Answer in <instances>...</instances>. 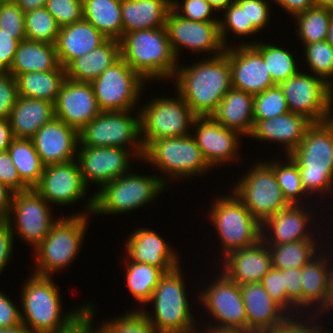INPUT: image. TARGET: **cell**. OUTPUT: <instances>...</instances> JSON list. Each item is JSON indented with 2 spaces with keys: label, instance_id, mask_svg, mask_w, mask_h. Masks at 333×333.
<instances>
[{
  "label": "cell",
  "instance_id": "1",
  "mask_svg": "<svg viewBox=\"0 0 333 333\" xmlns=\"http://www.w3.org/2000/svg\"><path fill=\"white\" fill-rule=\"evenodd\" d=\"M191 67H179L174 74L177 92L197 117L211 116L232 88L228 47L217 57Z\"/></svg>",
  "mask_w": 333,
  "mask_h": 333
},
{
  "label": "cell",
  "instance_id": "2",
  "mask_svg": "<svg viewBox=\"0 0 333 333\" xmlns=\"http://www.w3.org/2000/svg\"><path fill=\"white\" fill-rule=\"evenodd\" d=\"M119 42L121 57L146 81L174 78L178 61L165 27L128 32Z\"/></svg>",
  "mask_w": 333,
  "mask_h": 333
},
{
  "label": "cell",
  "instance_id": "3",
  "mask_svg": "<svg viewBox=\"0 0 333 333\" xmlns=\"http://www.w3.org/2000/svg\"><path fill=\"white\" fill-rule=\"evenodd\" d=\"M299 168L305 193L333 190V118L313 123L290 154Z\"/></svg>",
  "mask_w": 333,
  "mask_h": 333
},
{
  "label": "cell",
  "instance_id": "4",
  "mask_svg": "<svg viewBox=\"0 0 333 333\" xmlns=\"http://www.w3.org/2000/svg\"><path fill=\"white\" fill-rule=\"evenodd\" d=\"M89 200L86 213L58 218L53 224L48 235L35 249L38 267L35 274L50 277L53 272L61 271L75 259L87 230V213H93V194Z\"/></svg>",
  "mask_w": 333,
  "mask_h": 333
},
{
  "label": "cell",
  "instance_id": "5",
  "mask_svg": "<svg viewBox=\"0 0 333 333\" xmlns=\"http://www.w3.org/2000/svg\"><path fill=\"white\" fill-rule=\"evenodd\" d=\"M24 283L21 322L33 333H54L64 328L85 307L81 306L62 317L60 294L52 277L34 273Z\"/></svg>",
  "mask_w": 333,
  "mask_h": 333
},
{
  "label": "cell",
  "instance_id": "6",
  "mask_svg": "<svg viewBox=\"0 0 333 333\" xmlns=\"http://www.w3.org/2000/svg\"><path fill=\"white\" fill-rule=\"evenodd\" d=\"M181 271L179 266L160 278L148 301L155 303V316L141 310L149 322L162 333H197Z\"/></svg>",
  "mask_w": 333,
  "mask_h": 333
},
{
  "label": "cell",
  "instance_id": "7",
  "mask_svg": "<svg viewBox=\"0 0 333 333\" xmlns=\"http://www.w3.org/2000/svg\"><path fill=\"white\" fill-rule=\"evenodd\" d=\"M160 178L128 172L114 179L94 193V209L90 214H122L147 205L168 184Z\"/></svg>",
  "mask_w": 333,
  "mask_h": 333
},
{
  "label": "cell",
  "instance_id": "8",
  "mask_svg": "<svg viewBox=\"0 0 333 333\" xmlns=\"http://www.w3.org/2000/svg\"><path fill=\"white\" fill-rule=\"evenodd\" d=\"M210 211L224 256L228 253L254 246L261 240V223L250 213L234 193L217 198Z\"/></svg>",
  "mask_w": 333,
  "mask_h": 333
},
{
  "label": "cell",
  "instance_id": "9",
  "mask_svg": "<svg viewBox=\"0 0 333 333\" xmlns=\"http://www.w3.org/2000/svg\"><path fill=\"white\" fill-rule=\"evenodd\" d=\"M130 111L100 112L79 131V145L82 147H120L131 146L133 154L143 158L144 148L140 138V112L138 118ZM130 115V116H129ZM134 148V149H133Z\"/></svg>",
  "mask_w": 333,
  "mask_h": 333
},
{
  "label": "cell",
  "instance_id": "10",
  "mask_svg": "<svg viewBox=\"0 0 333 333\" xmlns=\"http://www.w3.org/2000/svg\"><path fill=\"white\" fill-rule=\"evenodd\" d=\"M178 96L176 99L155 97L140 108V139L144 149L154 140L190 135L187 129L197 116Z\"/></svg>",
  "mask_w": 333,
  "mask_h": 333
},
{
  "label": "cell",
  "instance_id": "11",
  "mask_svg": "<svg viewBox=\"0 0 333 333\" xmlns=\"http://www.w3.org/2000/svg\"><path fill=\"white\" fill-rule=\"evenodd\" d=\"M157 166L173 178L196 176L211 167L194 137H168L152 141L145 149L143 161Z\"/></svg>",
  "mask_w": 333,
  "mask_h": 333
},
{
  "label": "cell",
  "instance_id": "12",
  "mask_svg": "<svg viewBox=\"0 0 333 333\" xmlns=\"http://www.w3.org/2000/svg\"><path fill=\"white\" fill-rule=\"evenodd\" d=\"M267 163L249 168L232 190L260 223L290 205L283 197L273 168Z\"/></svg>",
  "mask_w": 333,
  "mask_h": 333
},
{
  "label": "cell",
  "instance_id": "13",
  "mask_svg": "<svg viewBox=\"0 0 333 333\" xmlns=\"http://www.w3.org/2000/svg\"><path fill=\"white\" fill-rule=\"evenodd\" d=\"M143 81L146 80L120 57L91 82L100 111L135 109L143 89Z\"/></svg>",
  "mask_w": 333,
  "mask_h": 333
},
{
  "label": "cell",
  "instance_id": "14",
  "mask_svg": "<svg viewBox=\"0 0 333 333\" xmlns=\"http://www.w3.org/2000/svg\"><path fill=\"white\" fill-rule=\"evenodd\" d=\"M279 85L290 112L304 115L313 123L333 118V88L322 78L299 71Z\"/></svg>",
  "mask_w": 333,
  "mask_h": 333
},
{
  "label": "cell",
  "instance_id": "15",
  "mask_svg": "<svg viewBox=\"0 0 333 333\" xmlns=\"http://www.w3.org/2000/svg\"><path fill=\"white\" fill-rule=\"evenodd\" d=\"M217 279L200 293L203 306L218 321L217 325L211 326L212 329L207 327L204 331L247 333V317L240 285L223 272Z\"/></svg>",
  "mask_w": 333,
  "mask_h": 333
},
{
  "label": "cell",
  "instance_id": "16",
  "mask_svg": "<svg viewBox=\"0 0 333 333\" xmlns=\"http://www.w3.org/2000/svg\"><path fill=\"white\" fill-rule=\"evenodd\" d=\"M50 211L48 202L34 188H30L14 193L10 211L5 219L10 224L13 234L15 232L36 249L57 221L53 220ZM11 217L16 218V224L12 223Z\"/></svg>",
  "mask_w": 333,
  "mask_h": 333
},
{
  "label": "cell",
  "instance_id": "17",
  "mask_svg": "<svg viewBox=\"0 0 333 333\" xmlns=\"http://www.w3.org/2000/svg\"><path fill=\"white\" fill-rule=\"evenodd\" d=\"M165 28L176 58H178V50L181 45V47L191 49L192 52L216 53L214 57L225 52L226 47L220 37L219 22L184 19L170 9L166 16Z\"/></svg>",
  "mask_w": 333,
  "mask_h": 333
},
{
  "label": "cell",
  "instance_id": "18",
  "mask_svg": "<svg viewBox=\"0 0 333 333\" xmlns=\"http://www.w3.org/2000/svg\"><path fill=\"white\" fill-rule=\"evenodd\" d=\"M78 150L75 159L87 187L90 182L103 187L130 172L129 155L133 153L129 150L120 147H80Z\"/></svg>",
  "mask_w": 333,
  "mask_h": 333
},
{
  "label": "cell",
  "instance_id": "19",
  "mask_svg": "<svg viewBox=\"0 0 333 333\" xmlns=\"http://www.w3.org/2000/svg\"><path fill=\"white\" fill-rule=\"evenodd\" d=\"M34 189L51 205H69L84 196L88 189L78 161L44 167L40 182Z\"/></svg>",
  "mask_w": 333,
  "mask_h": 333
},
{
  "label": "cell",
  "instance_id": "20",
  "mask_svg": "<svg viewBox=\"0 0 333 333\" xmlns=\"http://www.w3.org/2000/svg\"><path fill=\"white\" fill-rule=\"evenodd\" d=\"M55 117L78 132L101 111L91 83L66 78L54 103Z\"/></svg>",
  "mask_w": 333,
  "mask_h": 333
},
{
  "label": "cell",
  "instance_id": "21",
  "mask_svg": "<svg viewBox=\"0 0 333 333\" xmlns=\"http://www.w3.org/2000/svg\"><path fill=\"white\" fill-rule=\"evenodd\" d=\"M238 46H228L232 88L256 95L274 86L261 53L252 44Z\"/></svg>",
  "mask_w": 333,
  "mask_h": 333
},
{
  "label": "cell",
  "instance_id": "22",
  "mask_svg": "<svg viewBox=\"0 0 333 333\" xmlns=\"http://www.w3.org/2000/svg\"><path fill=\"white\" fill-rule=\"evenodd\" d=\"M31 139L44 166L67 163L77 157L79 132L56 117Z\"/></svg>",
  "mask_w": 333,
  "mask_h": 333
},
{
  "label": "cell",
  "instance_id": "23",
  "mask_svg": "<svg viewBox=\"0 0 333 333\" xmlns=\"http://www.w3.org/2000/svg\"><path fill=\"white\" fill-rule=\"evenodd\" d=\"M193 126L196 128L193 137L210 167L235 161L239 133L222 126L211 116L196 117Z\"/></svg>",
  "mask_w": 333,
  "mask_h": 333
},
{
  "label": "cell",
  "instance_id": "24",
  "mask_svg": "<svg viewBox=\"0 0 333 333\" xmlns=\"http://www.w3.org/2000/svg\"><path fill=\"white\" fill-rule=\"evenodd\" d=\"M126 254L129 260L150 264L168 273L179 267V257L166 242L153 230L137 228L126 243Z\"/></svg>",
  "mask_w": 333,
  "mask_h": 333
},
{
  "label": "cell",
  "instance_id": "25",
  "mask_svg": "<svg viewBox=\"0 0 333 333\" xmlns=\"http://www.w3.org/2000/svg\"><path fill=\"white\" fill-rule=\"evenodd\" d=\"M225 258L223 273L239 285L261 282L272 268L269 248L262 240L254 246L234 250Z\"/></svg>",
  "mask_w": 333,
  "mask_h": 333
},
{
  "label": "cell",
  "instance_id": "26",
  "mask_svg": "<svg viewBox=\"0 0 333 333\" xmlns=\"http://www.w3.org/2000/svg\"><path fill=\"white\" fill-rule=\"evenodd\" d=\"M300 206V204H290L288 207L273 214L261 223V240L265 244H268L267 246L298 242L302 240H315V235L311 234L308 232L309 230H307L310 228L307 224L309 223L311 216L307 213L306 209ZM266 226H268V228H266ZM269 228L273 233L272 234L270 232L269 235H271V237L267 236V230L270 231ZM270 239L272 241H270Z\"/></svg>",
  "mask_w": 333,
  "mask_h": 333
},
{
  "label": "cell",
  "instance_id": "27",
  "mask_svg": "<svg viewBox=\"0 0 333 333\" xmlns=\"http://www.w3.org/2000/svg\"><path fill=\"white\" fill-rule=\"evenodd\" d=\"M240 290L247 317V333H263L287 316L260 282L242 284Z\"/></svg>",
  "mask_w": 333,
  "mask_h": 333
},
{
  "label": "cell",
  "instance_id": "28",
  "mask_svg": "<svg viewBox=\"0 0 333 333\" xmlns=\"http://www.w3.org/2000/svg\"><path fill=\"white\" fill-rule=\"evenodd\" d=\"M313 124L306 116L287 112L272 119L259 120L253 128L252 138L285 144L290 155L301 143L307 129Z\"/></svg>",
  "mask_w": 333,
  "mask_h": 333
},
{
  "label": "cell",
  "instance_id": "29",
  "mask_svg": "<svg viewBox=\"0 0 333 333\" xmlns=\"http://www.w3.org/2000/svg\"><path fill=\"white\" fill-rule=\"evenodd\" d=\"M106 39L107 37L84 18L60 27L55 44L60 66L66 68L74 59L88 54Z\"/></svg>",
  "mask_w": 333,
  "mask_h": 333
},
{
  "label": "cell",
  "instance_id": "30",
  "mask_svg": "<svg viewBox=\"0 0 333 333\" xmlns=\"http://www.w3.org/2000/svg\"><path fill=\"white\" fill-rule=\"evenodd\" d=\"M54 118V103L18 96L8 120L14 138L31 139L43 125Z\"/></svg>",
  "mask_w": 333,
  "mask_h": 333
},
{
  "label": "cell",
  "instance_id": "31",
  "mask_svg": "<svg viewBox=\"0 0 333 333\" xmlns=\"http://www.w3.org/2000/svg\"><path fill=\"white\" fill-rule=\"evenodd\" d=\"M253 106V94L231 88L221 99L211 117L227 129L243 136H250L255 125Z\"/></svg>",
  "mask_w": 333,
  "mask_h": 333
},
{
  "label": "cell",
  "instance_id": "32",
  "mask_svg": "<svg viewBox=\"0 0 333 333\" xmlns=\"http://www.w3.org/2000/svg\"><path fill=\"white\" fill-rule=\"evenodd\" d=\"M171 0H121L123 35L128 32L165 27Z\"/></svg>",
  "mask_w": 333,
  "mask_h": 333
},
{
  "label": "cell",
  "instance_id": "33",
  "mask_svg": "<svg viewBox=\"0 0 333 333\" xmlns=\"http://www.w3.org/2000/svg\"><path fill=\"white\" fill-rule=\"evenodd\" d=\"M121 57L120 42L107 38L88 54L74 59L66 68V78L91 83Z\"/></svg>",
  "mask_w": 333,
  "mask_h": 333
},
{
  "label": "cell",
  "instance_id": "34",
  "mask_svg": "<svg viewBox=\"0 0 333 333\" xmlns=\"http://www.w3.org/2000/svg\"><path fill=\"white\" fill-rule=\"evenodd\" d=\"M59 66L55 44L24 39L19 42L9 73L16 77L22 73L56 70Z\"/></svg>",
  "mask_w": 333,
  "mask_h": 333
},
{
  "label": "cell",
  "instance_id": "35",
  "mask_svg": "<svg viewBox=\"0 0 333 333\" xmlns=\"http://www.w3.org/2000/svg\"><path fill=\"white\" fill-rule=\"evenodd\" d=\"M83 18L110 39L123 36L121 0H82Z\"/></svg>",
  "mask_w": 333,
  "mask_h": 333
},
{
  "label": "cell",
  "instance_id": "36",
  "mask_svg": "<svg viewBox=\"0 0 333 333\" xmlns=\"http://www.w3.org/2000/svg\"><path fill=\"white\" fill-rule=\"evenodd\" d=\"M322 256L320 254V257L319 255L313 257L301 268V284L302 307H309L313 303V305L320 304L321 306L317 307H319V312L323 314L326 311L329 266L332 264L327 261L328 257Z\"/></svg>",
  "mask_w": 333,
  "mask_h": 333
},
{
  "label": "cell",
  "instance_id": "37",
  "mask_svg": "<svg viewBox=\"0 0 333 333\" xmlns=\"http://www.w3.org/2000/svg\"><path fill=\"white\" fill-rule=\"evenodd\" d=\"M18 96L44 99L55 103L59 90L66 79L65 68L45 72H28L16 77Z\"/></svg>",
  "mask_w": 333,
  "mask_h": 333
},
{
  "label": "cell",
  "instance_id": "38",
  "mask_svg": "<svg viewBox=\"0 0 333 333\" xmlns=\"http://www.w3.org/2000/svg\"><path fill=\"white\" fill-rule=\"evenodd\" d=\"M7 151L20 179L29 188H34L40 182L45 166L35 150L32 139L14 138Z\"/></svg>",
  "mask_w": 333,
  "mask_h": 333
},
{
  "label": "cell",
  "instance_id": "39",
  "mask_svg": "<svg viewBox=\"0 0 333 333\" xmlns=\"http://www.w3.org/2000/svg\"><path fill=\"white\" fill-rule=\"evenodd\" d=\"M316 240H302L269 246L272 267L280 270L300 269L315 257ZM316 246V247H315Z\"/></svg>",
  "mask_w": 333,
  "mask_h": 333
},
{
  "label": "cell",
  "instance_id": "40",
  "mask_svg": "<svg viewBox=\"0 0 333 333\" xmlns=\"http://www.w3.org/2000/svg\"><path fill=\"white\" fill-rule=\"evenodd\" d=\"M126 268V282L134 299L148 303L160 278L165 274L160 268L150 264L130 261Z\"/></svg>",
  "mask_w": 333,
  "mask_h": 333
},
{
  "label": "cell",
  "instance_id": "41",
  "mask_svg": "<svg viewBox=\"0 0 333 333\" xmlns=\"http://www.w3.org/2000/svg\"><path fill=\"white\" fill-rule=\"evenodd\" d=\"M333 9L314 6L294 18L297 22V33L304 46L327 40L329 24Z\"/></svg>",
  "mask_w": 333,
  "mask_h": 333
},
{
  "label": "cell",
  "instance_id": "42",
  "mask_svg": "<svg viewBox=\"0 0 333 333\" xmlns=\"http://www.w3.org/2000/svg\"><path fill=\"white\" fill-rule=\"evenodd\" d=\"M252 44L262 55L274 84L288 80L299 72L293 54L287 50L262 42Z\"/></svg>",
  "mask_w": 333,
  "mask_h": 333
},
{
  "label": "cell",
  "instance_id": "43",
  "mask_svg": "<svg viewBox=\"0 0 333 333\" xmlns=\"http://www.w3.org/2000/svg\"><path fill=\"white\" fill-rule=\"evenodd\" d=\"M26 39L56 44L60 27L46 7L24 13Z\"/></svg>",
  "mask_w": 333,
  "mask_h": 333
},
{
  "label": "cell",
  "instance_id": "44",
  "mask_svg": "<svg viewBox=\"0 0 333 333\" xmlns=\"http://www.w3.org/2000/svg\"><path fill=\"white\" fill-rule=\"evenodd\" d=\"M288 163L273 161L268 163L274 170L283 197L289 204H301L299 197L306 194L300 178L299 168L296 162L288 156ZM302 194V195H301Z\"/></svg>",
  "mask_w": 333,
  "mask_h": 333
},
{
  "label": "cell",
  "instance_id": "45",
  "mask_svg": "<svg viewBox=\"0 0 333 333\" xmlns=\"http://www.w3.org/2000/svg\"><path fill=\"white\" fill-rule=\"evenodd\" d=\"M289 112L286 98L280 85L275 84L265 91L254 95L253 120L272 119Z\"/></svg>",
  "mask_w": 333,
  "mask_h": 333
},
{
  "label": "cell",
  "instance_id": "46",
  "mask_svg": "<svg viewBox=\"0 0 333 333\" xmlns=\"http://www.w3.org/2000/svg\"><path fill=\"white\" fill-rule=\"evenodd\" d=\"M224 21H219L220 37L223 45L227 48L226 33L227 29L233 34L240 36H248L258 33V30L252 23H248L246 15V0H234L224 11ZM228 27V28H227ZM226 43V44H225Z\"/></svg>",
  "mask_w": 333,
  "mask_h": 333
},
{
  "label": "cell",
  "instance_id": "47",
  "mask_svg": "<svg viewBox=\"0 0 333 333\" xmlns=\"http://www.w3.org/2000/svg\"><path fill=\"white\" fill-rule=\"evenodd\" d=\"M307 64L315 76L322 78L328 85L333 87V48L327 40L304 46Z\"/></svg>",
  "mask_w": 333,
  "mask_h": 333
},
{
  "label": "cell",
  "instance_id": "48",
  "mask_svg": "<svg viewBox=\"0 0 333 333\" xmlns=\"http://www.w3.org/2000/svg\"><path fill=\"white\" fill-rule=\"evenodd\" d=\"M124 315L104 324L112 333H162L149 322L141 309Z\"/></svg>",
  "mask_w": 333,
  "mask_h": 333
},
{
  "label": "cell",
  "instance_id": "49",
  "mask_svg": "<svg viewBox=\"0 0 333 333\" xmlns=\"http://www.w3.org/2000/svg\"><path fill=\"white\" fill-rule=\"evenodd\" d=\"M46 8L59 27H64L83 18L82 0H47Z\"/></svg>",
  "mask_w": 333,
  "mask_h": 333
},
{
  "label": "cell",
  "instance_id": "50",
  "mask_svg": "<svg viewBox=\"0 0 333 333\" xmlns=\"http://www.w3.org/2000/svg\"><path fill=\"white\" fill-rule=\"evenodd\" d=\"M183 3V5H180L179 1L176 2V0H171V9L184 19H190L199 22L220 21L216 18H210V15H212L215 9H213L206 0H184Z\"/></svg>",
  "mask_w": 333,
  "mask_h": 333
},
{
  "label": "cell",
  "instance_id": "51",
  "mask_svg": "<svg viewBox=\"0 0 333 333\" xmlns=\"http://www.w3.org/2000/svg\"><path fill=\"white\" fill-rule=\"evenodd\" d=\"M0 30L7 34H25L24 12L12 0L0 2Z\"/></svg>",
  "mask_w": 333,
  "mask_h": 333
},
{
  "label": "cell",
  "instance_id": "52",
  "mask_svg": "<svg viewBox=\"0 0 333 333\" xmlns=\"http://www.w3.org/2000/svg\"><path fill=\"white\" fill-rule=\"evenodd\" d=\"M260 283L272 300L288 315V295L284 287L283 270L272 267Z\"/></svg>",
  "mask_w": 333,
  "mask_h": 333
},
{
  "label": "cell",
  "instance_id": "53",
  "mask_svg": "<svg viewBox=\"0 0 333 333\" xmlns=\"http://www.w3.org/2000/svg\"><path fill=\"white\" fill-rule=\"evenodd\" d=\"M18 98L16 78L9 72H0V119L8 120Z\"/></svg>",
  "mask_w": 333,
  "mask_h": 333
},
{
  "label": "cell",
  "instance_id": "54",
  "mask_svg": "<svg viewBox=\"0 0 333 333\" xmlns=\"http://www.w3.org/2000/svg\"><path fill=\"white\" fill-rule=\"evenodd\" d=\"M283 282L288 295V313L290 314V311L292 313V309H295L296 313H299L297 310L301 311L302 307L301 268L283 270Z\"/></svg>",
  "mask_w": 333,
  "mask_h": 333
},
{
  "label": "cell",
  "instance_id": "55",
  "mask_svg": "<svg viewBox=\"0 0 333 333\" xmlns=\"http://www.w3.org/2000/svg\"><path fill=\"white\" fill-rule=\"evenodd\" d=\"M0 182L14 193L30 189L21 179L8 151L0 152Z\"/></svg>",
  "mask_w": 333,
  "mask_h": 333
},
{
  "label": "cell",
  "instance_id": "56",
  "mask_svg": "<svg viewBox=\"0 0 333 333\" xmlns=\"http://www.w3.org/2000/svg\"><path fill=\"white\" fill-rule=\"evenodd\" d=\"M25 34H7L0 30V72H9L19 42Z\"/></svg>",
  "mask_w": 333,
  "mask_h": 333
},
{
  "label": "cell",
  "instance_id": "57",
  "mask_svg": "<svg viewBox=\"0 0 333 333\" xmlns=\"http://www.w3.org/2000/svg\"><path fill=\"white\" fill-rule=\"evenodd\" d=\"M293 317L294 316L292 314H288L280 323H277L271 329H268L263 333H325L323 327L319 326V324L318 326L315 324L309 325L308 323L306 324L305 321L302 322L303 319L299 321L298 318L293 321V319H295Z\"/></svg>",
  "mask_w": 333,
  "mask_h": 333
},
{
  "label": "cell",
  "instance_id": "58",
  "mask_svg": "<svg viewBox=\"0 0 333 333\" xmlns=\"http://www.w3.org/2000/svg\"><path fill=\"white\" fill-rule=\"evenodd\" d=\"M266 0H246V15L248 23L259 31L270 21V7Z\"/></svg>",
  "mask_w": 333,
  "mask_h": 333
},
{
  "label": "cell",
  "instance_id": "59",
  "mask_svg": "<svg viewBox=\"0 0 333 333\" xmlns=\"http://www.w3.org/2000/svg\"><path fill=\"white\" fill-rule=\"evenodd\" d=\"M12 300L0 291V328H11L21 324V312Z\"/></svg>",
  "mask_w": 333,
  "mask_h": 333
},
{
  "label": "cell",
  "instance_id": "60",
  "mask_svg": "<svg viewBox=\"0 0 333 333\" xmlns=\"http://www.w3.org/2000/svg\"><path fill=\"white\" fill-rule=\"evenodd\" d=\"M11 230L10 224L5 218L0 219V275L5 266L7 265L9 259L11 258V253L13 251L14 236Z\"/></svg>",
  "mask_w": 333,
  "mask_h": 333
},
{
  "label": "cell",
  "instance_id": "61",
  "mask_svg": "<svg viewBox=\"0 0 333 333\" xmlns=\"http://www.w3.org/2000/svg\"><path fill=\"white\" fill-rule=\"evenodd\" d=\"M54 333H89V306L85 307L64 328Z\"/></svg>",
  "mask_w": 333,
  "mask_h": 333
},
{
  "label": "cell",
  "instance_id": "62",
  "mask_svg": "<svg viewBox=\"0 0 333 333\" xmlns=\"http://www.w3.org/2000/svg\"><path fill=\"white\" fill-rule=\"evenodd\" d=\"M274 2L293 15L292 17L316 6L314 0H274Z\"/></svg>",
  "mask_w": 333,
  "mask_h": 333
},
{
  "label": "cell",
  "instance_id": "63",
  "mask_svg": "<svg viewBox=\"0 0 333 333\" xmlns=\"http://www.w3.org/2000/svg\"><path fill=\"white\" fill-rule=\"evenodd\" d=\"M14 192L0 182V218H6L10 211Z\"/></svg>",
  "mask_w": 333,
  "mask_h": 333
},
{
  "label": "cell",
  "instance_id": "64",
  "mask_svg": "<svg viewBox=\"0 0 333 333\" xmlns=\"http://www.w3.org/2000/svg\"><path fill=\"white\" fill-rule=\"evenodd\" d=\"M13 139L9 120L0 119V152L7 151Z\"/></svg>",
  "mask_w": 333,
  "mask_h": 333
},
{
  "label": "cell",
  "instance_id": "65",
  "mask_svg": "<svg viewBox=\"0 0 333 333\" xmlns=\"http://www.w3.org/2000/svg\"><path fill=\"white\" fill-rule=\"evenodd\" d=\"M24 12L46 7L47 0H12Z\"/></svg>",
  "mask_w": 333,
  "mask_h": 333
},
{
  "label": "cell",
  "instance_id": "66",
  "mask_svg": "<svg viewBox=\"0 0 333 333\" xmlns=\"http://www.w3.org/2000/svg\"><path fill=\"white\" fill-rule=\"evenodd\" d=\"M333 266V265H332ZM333 307V267H329L328 283H327V296H326V310Z\"/></svg>",
  "mask_w": 333,
  "mask_h": 333
},
{
  "label": "cell",
  "instance_id": "67",
  "mask_svg": "<svg viewBox=\"0 0 333 333\" xmlns=\"http://www.w3.org/2000/svg\"><path fill=\"white\" fill-rule=\"evenodd\" d=\"M88 306H89V333H112L110 331V329L104 324V322L102 323L103 325L100 326V328H98L97 330L93 329L92 320H93V315H94V309L92 306H90V305H88Z\"/></svg>",
  "mask_w": 333,
  "mask_h": 333
},
{
  "label": "cell",
  "instance_id": "68",
  "mask_svg": "<svg viewBox=\"0 0 333 333\" xmlns=\"http://www.w3.org/2000/svg\"><path fill=\"white\" fill-rule=\"evenodd\" d=\"M0 333H33V332L27 326L21 323L11 328H0Z\"/></svg>",
  "mask_w": 333,
  "mask_h": 333
},
{
  "label": "cell",
  "instance_id": "69",
  "mask_svg": "<svg viewBox=\"0 0 333 333\" xmlns=\"http://www.w3.org/2000/svg\"><path fill=\"white\" fill-rule=\"evenodd\" d=\"M215 10H225L234 0H206Z\"/></svg>",
  "mask_w": 333,
  "mask_h": 333
},
{
  "label": "cell",
  "instance_id": "70",
  "mask_svg": "<svg viewBox=\"0 0 333 333\" xmlns=\"http://www.w3.org/2000/svg\"><path fill=\"white\" fill-rule=\"evenodd\" d=\"M314 2L316 6L333 9V0H314Z\"/></svg>",
  "mask_w": 333,
  "mask_h": 333
},
{
  "label": "cell",
  "instance_id": "71",
  "mask_svg": "<svg viewBox=\"0 0 333 333\" xmlns=\"http://www.w3.org/2000/svg\"><path fill=\"white\" fill-rule=\"evenodd\" d=\"M327 42L333 48V15H332V18H331V21H330V24H329Z\"/></svg>",
  "mask_w": 333,
  "mask_h": 333
}]
</instances>
